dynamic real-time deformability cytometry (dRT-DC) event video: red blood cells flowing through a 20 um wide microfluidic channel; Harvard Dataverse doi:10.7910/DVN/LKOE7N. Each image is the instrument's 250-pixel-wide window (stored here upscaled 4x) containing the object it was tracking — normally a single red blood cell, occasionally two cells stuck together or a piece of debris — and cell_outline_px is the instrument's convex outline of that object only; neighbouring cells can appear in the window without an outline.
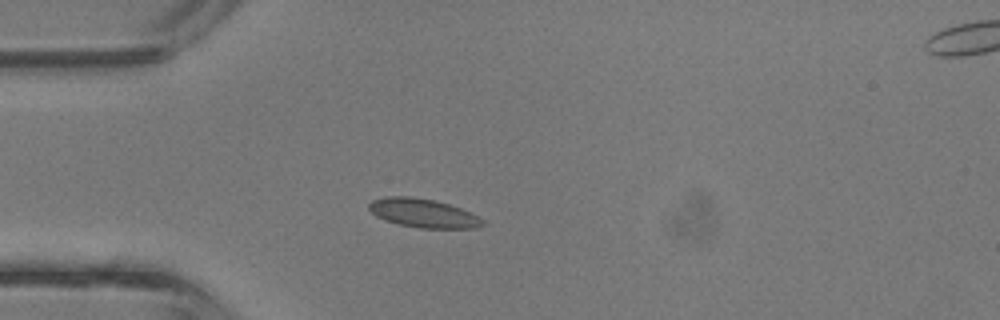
{"species": "common noctule bat (a hibernating species)", "species_latin": "Nyctalus noctula", "temperature_condition": "room temperature", "stored_images_in_passage": 5, "camera_frame_rate_fps": 3000, "um_per_image_px": 0.085, "animal": {"sex": "male", "body_mass_g": 13.3}, "frame": {"image": 1, "passage_image": 3, "time_ms": 0.667, "image_size_px": [1000, 320], "cell_outline_px": [[488, 224], [476, 228], [420, 228], [400, 224], [384, 220], [376, 216], [368, 208], [368, 204], [372, 200], [388, 196], [408, 196], [436, 200], [460, 208], [484, 220]], "centroid_in_image_um": [35.97, 18.12], "position_along_channel_um": 49.0, "area_um2": 19.02}}